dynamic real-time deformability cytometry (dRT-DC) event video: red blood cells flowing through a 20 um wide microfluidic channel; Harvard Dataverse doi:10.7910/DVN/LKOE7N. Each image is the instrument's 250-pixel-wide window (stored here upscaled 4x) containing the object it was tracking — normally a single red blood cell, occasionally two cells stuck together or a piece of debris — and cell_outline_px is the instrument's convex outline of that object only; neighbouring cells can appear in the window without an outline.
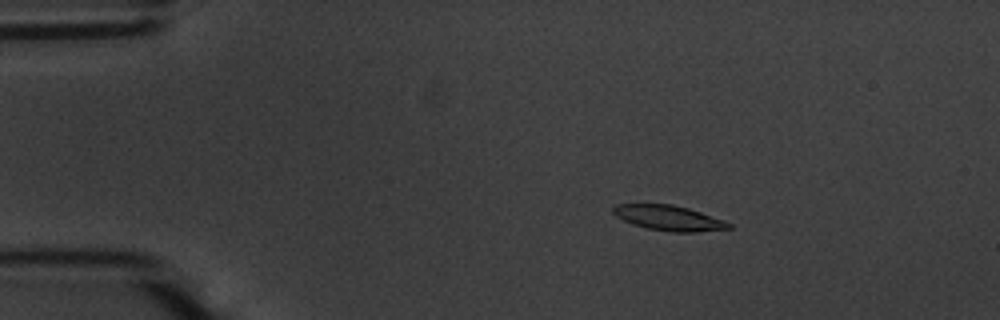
{"species": "common noctule bat (a hibernating species)", "species_latin": "Nyctalus noctula", "temperature_condition": "warm", "stored_images_in_passage": 56, "camera_frame_rate_fps": 3000, "um_per_image_px": 0.085, "animal": {"sex": "male", "body_mass_g": 20.1, "forearm_length_mm": 53.5}, "frame": {"image": 1, "passage_image": 10, "time_ms": 3.0, "image_size_px": [1000, 320], "cell_outline_px": [[732, 228], [696, 232], [672, 232], [648, 228], [632, 224], [616, 216], [612, 212], [612, 208], [616, 204], [672, 204], [688, 208], [724, 220], [732, 224]], "centroid_in_image_um": [56.85, 18.52], "position_along_channel_um": 28.2, "area_um2": 16.88}}
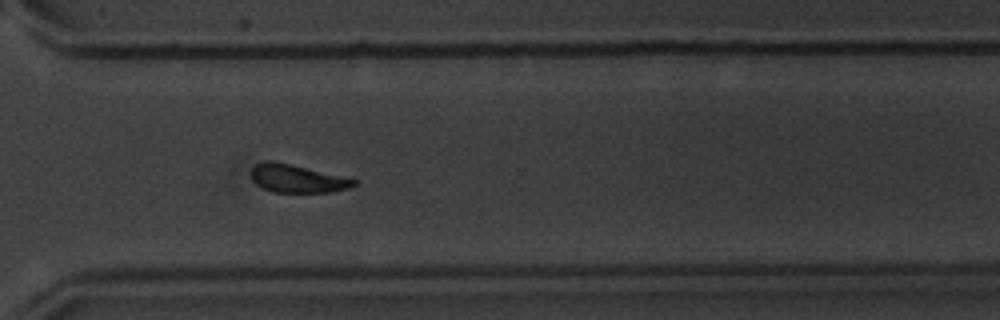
{"frame": {"image": 2, "passage_image": 41, "time_ms": 13.333, "image_size_px": [1000, 320], "cell_outline_px": [[360, 180], [356, 184], [348, 188], [332, 192], [272, 192], [256, 184], [252, 180], [252, 168], [256, 164], [288, 164], [352, 176]], "centroid_in_image_um": [25.45, 15.22], "position_along_channel_um": 345.2, "area_um2": 16.59}}
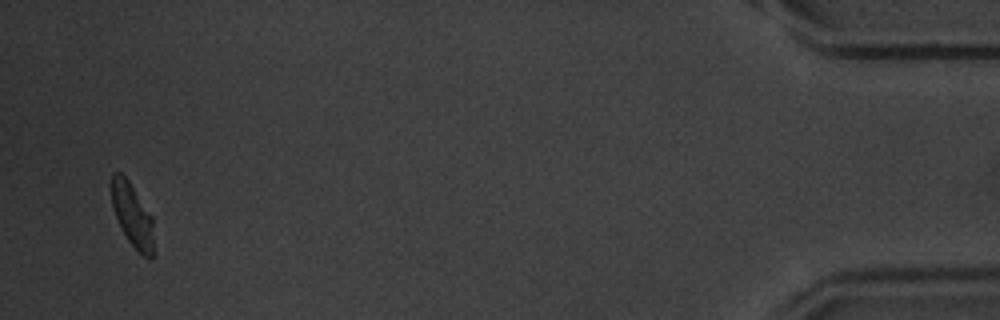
{"frame": {"image": 3, "passage_image": 54, "time_ms": 17.667, "image_size_px": [1000, 320], "cell_outline_px": [[152, 260], [148, 260], [128, 240], [120, 228], [112, 208], [108, 184], [112, 172], [120, 172], [128, 180], [152, 216]], "centroid_in_image_um": [11.17, 18.2], "position_along_channel_um": 424.0, "area_um2": 15.84}, "authors_computed_cell_mechanics": {"area_um2": 17.4845, "velocity_mm_per_s": 3.6725, "shape_relaxation_time_tau1_ms": 1.9923, "shape_relaxation_time_tau2_ms": 4.0919, "deformation_change_tau1": 0.1447, "deformation_change_tau2": 0.1155}}